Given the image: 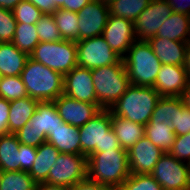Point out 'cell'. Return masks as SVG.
I'll use <instances>...</instances> for the list:
<instances>
[{"mask_svg":"<svg viewBox=\"0 0 190 190\" xmlns=\"http://www.w3.org/2000/svg\"><path fill=\"white\" fill-rule=\"evenodd\" d=\"M131 175L126 150H106L87 157V178L118 190Z\"/></svg>","mask_w":190,"mask_h":190,"instance_id":"1","label":"cell"},{"mask_svg":"<svg viewBox=\"0 0 190 190\" xmlns=\"http://www.w3.org/2000/svg\"><path fill=\"white\" fill-rule=\"evenodd\" d=\"M20 77L27 95L39 102L54 101L63 94L64 76L30 57Z\"/></svg>","mask_w":190,"mask_h":190,"instance_id":"2","label":"cell"},{"mask_svg":"<svg viewBox=\"0 0 190 190\" xmlns=\"http://www.w3.org/2000/svg\"><path fill=\"white\" fill-rule=\"evenodd\" d=\"M160 97L153 87L130 85L109 110L115 116L145 126Z\"/></svg>","mask_w":190,"mask_h":190,"instance_id":"3","label":"cell"},{"mask_svg":"<svg viewBox=\"0 0 190 190\" xmlns=\"http://www.w3.org/2000/svg\"><path fill=\"white\" fill-rule=\"evenodd\" d=\"M131 85L153 87L162 63L146 40H136L123 58Z\"/></svg>","mask_w":190,"mask_h":190,"instance_id":"4","label":"cell"},{"mask_svg":"<svg viewBox=\"0 0 190 190\" xmlns=\"http://www.w3.org/2000/svg\"><path fill=\"white\" fill-rule=\"evenodd\" d=\"M81 155L89 157L92 153L106 150H124L120 147L111 127V111L102 109L96 116L79 128Z\"/></svg>","mask_w":190,"mask_h":190,"instance_id":"5","label":"cell"},{"mask_svg":"<svg viewBox=\"0 0 190 190\" xmlns=\"http://www.w3.org/2000/svg\"><path fill=\"white\" fill-rule=\"evenodd\" d=\"M97 104L110 109L131 85L123 59L117 64L91 69Z\"/></svg>","mask_w":190,"mask_h":190,"instance_id":"6","label":"cell"},{"mask_svg":"<svg viewBox=\"0 0 190 190\" xmlns=\"http://www.w3.org/2000/svg\"><path fill=\"white\" fill-rule=\"evenodd\" d=\"M29 57L64 76L77 66L76 42H39Z\"/></svg>","mask_w":190,"mask_h":190,"instance_id":"7","label":"cell"},{"mask_svg":"<svg viewBox=\"0 0 190 190\" xmlns=\"http://www.w3.org/2000/svg\"><path fill=\"white\" fill-rule=\"evenodd\" d=\"M87 178V157L78 154L60 153L52 165L44 183L71 188Z\"/></svg>","mask_w":190,"mask_h":190,"instance_id":"8","label":"cell"},{"mask_svg":"<svg viewBox=\"0 0 190 190\" xmlns=\"http://www.w3.org/2000/svg\"><path fill=\"white\" fill-rule=\"evenodd\" d=\"M151 175L163 190H190L189 164L168 152L160 157Z\"/></svg>","mask_w":190,"mask_h":190,"instance_id":"9","label":"cell"},{"mask_svg":"<svg viewBox=\"0 0 190 190\" xmlns=\"http://www.w3.org/2000/svg\"><path fill=\"white\" fill-rule=\"evenodd\" d=\"M76 47L77 66L87 69L117 64L122 60L102 36L76 41Z\"/></svg>","mask_w":190,"mask_h":190,"instance_id":"10","label":"cell"},{"mask_svg":"<svg viewBox=\"0 0 190 190\" xmlns=\"http://www.w3.org/2000/svg\"><path fill=\"white\" fill-rule=\"evenodd\" d=\"M171 14V6L166 0H151L133 22L137 40L147 41L156 36L159 28Z\"/></svg>","mask_w":190,"mask_h":190,"instance_id":"11","label":"cell"},{"mask_svg":"<svg viewBox=\"0 0 190 190\" xmlns=\"http://www.w3.org/2000/svg\"><path fill=\"white\" fill-rule=\"evenodd\" d=\"M101 36L121 59L137 40L133 21L110 14Z\"/></svg>","mask_w":190,"mask_h":190,"instance_id":"12","label":"cell"},{"mask_svg":"<svg viewBox=\"0 0 190 190\" xmlns=\"http://www.w3.org/2000/svg\"><path fill=\"white\" fill-rule=\"evenodd\" d=\"M79 41L101 36L109 17V5L92 0L78 13Z\"/></svg>","mask_w":190,"mask_h":190,"instance_id":"13","label":"cell"},{"mask_svg":"<svg viewBox=\"0 0 190 190\" xmlns=\"http://www.w3.org/2000/svg\"><path fill=\"white\" fill-rule=\"evenodd\" d=\"M53 102L62 120L78 128L86 124L102 110L98 104L82 102L65 94L60 95Z\"/></svg>","mask_w":190,"mask_h":190,"instance_id":"14","label":"cell"},{"mask_svg":"<svg viewBox=\"0 0 190 190\" xmlns=\"http://www.w3.org/2000/svg\"><path fill=\"white\" fill-rule=\"evenodd\" d=\"M63 94L82 102L97 104L91 69L75 66L65 74Z\"/></svg>","mask_w":190,"mask_h":190,"instance_id":"15","label":"cell"},{"mask_svg":"<svg viewBox=\"0 0 190 190\" xmlns=\"http://www.w3.org/2000/svg\"><path fill=\"white\" fill-rule=\"evenodd\" d=\"M164 153L144 135L127 150L130 172L134 174H151L155 164Z\"/></svg>","mask_w":190,"mask_h":190,"instance_id":"16","label":"cell"},{"mask_svg":"<svg viewBox=\"0 0 190 190\" xmlns=\"http://www.w3.org/2000/svg\"><path fill=\"white\" fill-rule=\"evenodd\" d=\"M188 81L183 66L162 64L153 88L160 96L180 97Z\"/></svg>","mask_w":190,"mask_h":190,"instance_id":"17","label":"cell"},{"mask_svg":"<svg viewBox=\"0 0 190 190\" xmlns=\"http://www.w3.org/2000/svg\"><path fill=\"white\" fill-rule=\"evenodd\" d=\"M147 41L162 64L184 65L186 42L174 41L157 36L151 37Z\"/></svg>","mask_w":190,"mask_h":190,"instance_id":"18","label":"cell"},{"mask_svg":"<svg viewBox=\"0 0 190 190\" xmlns=\"http://www.w3.org/2000/svg\"><path fill=\"white\" fill-rule=\"evenodd\" d=\"M61 153L81 155L79 128L63 123L59 125L47 140Z\"/></svg>","mask_w":190,"mask_h":190,"instance_id":"19","label":"cell"},{"mask_svg":"<svg viewBox=\"0 0 190 190\" xmlns=\"http://www.w3.org/2000/svg\"><path fill=\"white\" fill-rule=\"evenodd\" d=\"M40 133L48 138L53 131L63 125L64 121L59 116L53 101L39 102L32 117L29 120Z\"/></svg>","mask_w":190,"mask_h":190,"instance_id":"20","label":"cell"},{"mask_svg":"<svg viewBox=\"0 0 190 190\" xmlns=\"http://www.w3.org/2000/svg\"><path fill=\"white\" fill-rule=\"evenodd\" d=\"M28 58L12 42H0V73L3 76H19Z\"/></svg>","mask_w":190,"mask_h":190,"instance_id":"21","label":"cell"},{"mask_svg":"<svg viewBox=\"0 0 190 190\" xmlns=\"http://www.w3.org/2000/svg\"><path fill=\"white\" fill-rule=\"evenodd\" d=\"M111 127L116 134L120 147L126 151L145 135L143 125L124 119L120 116H115L112 113Z\"/></svg>","mask_w":190,"mask_h":190,"instance_id":"22","label":"cell"},{"mask_svg":"<svg viewBox=\"0 0 190 190\" xmlns=\"http://www.w3.org/2000/svg\"><path fill=\"white\" fill-rule=\"evenodd\" d=\"M60 153L57 148L47 141L37 147L36 160L28 172L37 184L44 183L47 180L48 173Z\"/></svg>","mask_w":190,"mask_h":190,"instance_id":"23","label":"cell"},{"mask_svg":"<svg viewBox=\"0 0 190 190\" xmlns=\"http://www.w3.org/2000/svg\"><path fill=\"white\" fill-rule=\"evenodd\" d=\"M156 36L187 42L190 39V15L172 12L159 28Z\"/></svg>","mask_w":190,"mask_h":190,"instance_id":"24","label":"cell"},{"mask_svg":"<svg viewBox=\"0 0 190 190\" xmlns=\"http://www.w3.org/2000/svg\"><path fill=\"white\" fill-rule=\"evenodd\" d=\"M39 103L38 100L29 96L10 101L8 128L9 133H16L30 120L36 106Z\"/></svg>","mask_w":190,"mask_h":190,"instance_id":"25","label":"cell"},{"mask_svg":"<svg viewBox=\"0 0 190 190\" xmlns=\"http://www.w3.org/2000/svg\"><path fill=\"white\" fill-rule=\"evenodd\" d=\"M20 142L15 133L0 135L1 171H21Z\"/></svg>","mask_w":190,"mask_h":190,"instance_id":"26","label":"cell"},{"mask_svg":"<svg viewBox=\"0 0 190 190\" xmlns=\"http://www.w3.org/2000/svg\"><path fill=\"white\" fill-rule=\"evenodd\" d=\"M144 132L145 136L165 153L171 149L176 137L171 123L161 121H149L144 126Z\"/></svg>","mask_w":190,"mask_h":190,"instance_id":"27","label":"cell"},{"mask_svg":"<svg viewBox=\"0 0 190 190\" xmlns=\"http://www.w3.org/2000/svg\"><path fill=\"white\" fill-rule=\"evenodd\" d=\"M63 40L79 41L78 14L58 8L53 14Z\"/></svg>","mask_w":190,"mask_h":190,"instance_id":"28","label":"cell"},{"mask_svg":"<svg viewBox=\"0 0 190 190\" xmlns=\"http://www.w3.org/2000/svg\"><path fill=\"white\" fill-rule=\"evenodd\" d=\"M40 42L36 24L17 23L12 43L30 56Z\"/></svg>","mask_w":190,"mask_h":190,"instance_id":"29","label":"cell"},{"mask_svg":"<svg viewBox=\"0 0 190 190\" xmlns=\"http://www.w3.org/2000/svg\"><path fill=\"white\" fill-rule=\"evenodd\" d=\"M37 183L24 171H1L0 190H35Z\"/></svg>","mask_w":190,"mask_h":190,"instance_id":"30","label":"cell"},{"mask_svg":"<svg viewBox=\"0 0 190 190\" xmlns=\"http://www.w3.org/2000/svg\"><path fill=\"white\" fill-rule=\"evenodd\" d=\"M151 0H115L109 5L112 16L134 20L149 5Z\"/></svg>","mask_w":190,"mask_h":190,"instance_id":"31","label":"cell"},{"mask_svg":"<svg viewBox=\"0 0 190 190\" xmlns=\"http://www.w3.org/2000/svg\"><path fill=\"white\" fill-rule=\"evenodd\" d=\"M25 85L19 76H3L0 82V97L14 101L27 97Z\"/></svg>","mask_w":190,"mask_h":190,"instance_id":"32","label":"cell"},{"mask_svg":"<svg viewBox=\"0 0 190 190\" xmlns=\"http://www.w3.org/2000/svg\"><path fill=\"white\" fill-rule=\"evenodd\" d=\"M181 100V97L161 96L149 121L171 123V119H174L175 116V110H177V104Z\"/></svg>","mask_w":190,"mask_h":190,"instance_id":"33","label":"cell"},{"mask_svg":"<svg viewBox=\"0 0 190 190\" xmlns=\"http://www.w3.org/2000/svg\"><path fill=\"white\" fill-rule=\"evenodd\" d=\"M118 190H163V188L151 174L131 173Z\"/></svg>","mask_w":190,"mask_h":190,"instance_id":"34","label":"cell"},{"mask_svg":"<svg viewBox=\"0 0 190 190\" xmlns=\"http://www.w3.org/2000/svg\"><path fill=\"white\" fill-rule=\"evenodd\" d=\"M40 42H58L62 40L52 14H44L36 23Z\"/></svg>","mask_w":190,"mask_h":190,"instance_id":"35","label":"cell"},{"mask_svg":"<svg viewBox=\"0 0 190 190\" xmlns=\"http://www.w3.org/2000/svg\"><path fill=\"white\" fill-rule=\"evenodd\" d=\"M13 16L17 23L36 24L44 15L35 5L30 1L23 0L17 4L13 9Z\"/></svg>","mask_w":190,"mask_h":190,"instance_id":"36","label":"cell"},{"mask_svg":"<svg viewBox=\"0 0 190 190\" xmlns=\"http://www.w3.org/2000/svg\"><path fill=\"white\" fill-rule=\"evenodd\" d=\"M33 124L28 121L25 126L19 129L15 135L21 144L39 147L43 142H46L47 137L44 133H40Z\"/></svg>","mask_w":190,"mask_h":190,"instance_id":"37","label":"cell"},{"mask_svg":"<svg viewBox=\"0 0 190 190\" xmlns=\"http://www.w3.org/2000/svg\"><path fill=\"white\" fill-rule=\"evenodd\" d=\"M171 127L176 136L190 132V108L185 106L182 100L177 104L174 119H171Z\"/></svg>","mask_w":190,"mask_h":190,"instance_id":"38","label":"cell"},{"mask_svg":"<svg viewBox=\"0 0 190 190\" xmlns=\"http://www.w3.org/2000/svg\"><path fill=\"white\" fill-rule=\"evenodd\" d=\"M16 25L12 10L0 8V42H12Z\"/></svg>","mask_w":190,"mask_h":190,"instance_id":"39","label":"cell"},{"mask_svg":"<svg viewBox=\"0 0 190 190\" xmlns=\"http://www.w3.org/2000/svg\"><path fill=\"white\" fill-rule=\"evenodd\" d=\"M168 153L176 159L190 163V132L175 137V141Z\"/></svg>","mask_w":190,"mask_h":190,"instance_id":"40","label":"cell"},{"mask_svg":"<svg viewBox=\"0 0 190 190\" xmlns=\"http://www.w3.org/2000/svg\"><path fill=\"white\" fill-rule=\"evenodd\" d=\"M19 152H21V171L29 172L36 160L37 148L20 143Z\"/></svg>","mask_w":190,"mask_h":190,"instance_id":"41","label":"cell"},{"mask_svg":"<svg viewBox=\"0 0 190 190\" xmlns=\"http://www.w3.org/2000/svg\"><path fill=\"white\" fill-rule=\"evenodd\" d=\"M10 101L0 97V135L8 134V117Z\"/></svg>","mask_w":190,"mask_h":190,"instance_id":"42","label":"cell"},{"mask_svg":"<svg viewBox=\"0 0 190 190\" xmlns=\"http://www.w3.org/2000/svg\"><path fill=\"white\" fill-rule=\"evenodd\" d=\"M69 190H115V189L98 185L91 179L86 178L83 181L76 183L74 186L69 188Z\"/></svg>","mask_w":190,"mask_h":190,"instance_id":"43","label":"cell"},{"mask_svg":"<svg viewBox=\"0 0 190 190\" xmlns=\"http://www.w3.org/2000/svg\"><path fill=\"white\" fill-rule=\"evenodd\" d=\"M172 12L190 15V0H166Z\"/></svg>","mask_w":190,"mask_h":190,"instance_id":"44","label":"cell"},{"mask_svg":"<svg viewBox=\"0 0 190 190\" xmlns=\"http://www.w3.org/2000/svg\"><path fill=\"white\" fill-rule=\"evenodd\" d=\"M35 5L43 14H53L57 8L51 0H27Z\"/></svg>","mask_w":190,"mask_h":190,"instance_id":"45","label":"cell"},{"mask_svg":"<svg viewBox=\"0 0 190 190\" xmlns=\"http://www.w3.org/2000/svg\"><path fill=\"white\" fill-rule=\"evenodd\" d=\"M92 0H67V11L78 13Z\"/></svg>","mask_w":190,"mask_h":190,"instance_id":"46","label":"cell"},{"mask_svg":"<svg viewBox=\"0 0 190 190\" xmlns=\"http://www.w3.org/2000/svg\"><path fill=\"white\" fill-rule=\"evenodd\" d=\"M35 190H69V188L49 183H38Z\"/></svg>","mask_w":190,"mask_h":190,"instance_id":"47","label":"cell"},{"mask_svg":"<svg viewBox=\"0 0 190 190\" xmlns=\"http://www.w3.org/2000/svg\"><path fill=\"white\" fill-rule=\"evenodd\" d=\"M183 67L186 70L188 79L190 80V39L186 42V55Z\"/></svg>","mask_w":190,"mask_h":190,"instance_id":"48","label":"cell"},{"mask_svg":"<svg viewBox=\"0 0 190 190\" xmlns=\"http://www.w3.org/2000/svg\"><path fill=\"white\" fill-rule=\"evenodd\" d=\"M180 97L182 99L183 104L190 108V80L188 81L187 86L183 90Z\"/></svg>","mask_w":190,"mask_h":190,"instance_id":"49","label":"cell"},{"mask_svg":"<svg viewBox=\"0 0 190 190\" xmlns=\"http://www.w3.org/2000/svg\"><path fill=\"white\" fill-rule=\"evenodd\" d=\"M21 1L23 0H0V8L12 10Z\"/></svg>","mask_w":190,"mask_h":190,"instance_id":"50","label":"cell"},{"mask_svg":"<svg viewBox=\"0 0 190 190\" xmlns=\"http://www.w3.org/2000/svg\"><path fill=\"white\" fill-rule=\"evenodd\" d=\"M51 3H54L55 7L67 10V0H51Z\"/></svg>","mask_w":190,"mask_h":190,"instance_id":"51","label":"cell"},{"mask_svg":"<svg viewBox=\"0 0 190 190\" xmlns=\"http://www.w3.org/2000/svg\"><path fill=\"white\" fill-rule=\"evenodd\" d=\"M99 1L103 2L104 4L110 5L115 0H99Z\"/></svg>","mask_w":190,"mask_h":190,"instance_id":"52","label":"cell"},{"mask_svg":"<svg viewBox=\"0 0 190 190\" xmlns=\"http://www.w3.org/2000/svg\"><path fill=\"white\" fill-rule=\"evenodd\" d=\"M2 78H3V75L0 73V82H1Z\"/></svg>","mask_w":190,"mask_h":190,"instance_id":"53","label":"cell"}]
</instances>
